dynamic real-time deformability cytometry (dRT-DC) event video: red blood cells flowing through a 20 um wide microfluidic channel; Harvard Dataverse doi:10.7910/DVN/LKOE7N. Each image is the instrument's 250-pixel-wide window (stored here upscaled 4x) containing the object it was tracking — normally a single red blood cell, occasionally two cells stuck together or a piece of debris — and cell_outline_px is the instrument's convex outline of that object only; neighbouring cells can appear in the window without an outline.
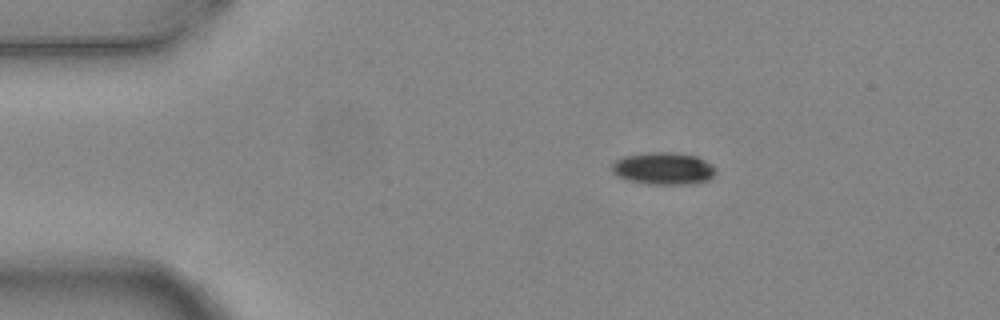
{"species": "common noctule bat (a hibernating species)", "species_latin": "Nyctalus noctula", "temperature_condition": "warm", "stored_images_in_passage": 2, "camera_frame_rate_fps": 3000, "um_per_image_px": 0.085, "animal": {"sex": "female", "body_mass_g": 24.6, "forearm_length_mm": 56.2}, "frame": {"image": 1, "passage_image": 1, "time_ms": 0.0, "image_size_px": [1000, 320], "cell_outline_px": [[716, 172], [708, 180], [692, 184], [648, 184], [628, 180], [616, 176], [612, 172], [612, 164], [616, 160], [624, 156], [652, 152], [676, 152], [696, 156], [712, 164], [716, 168]], "centroid_in_image_um": [56.4, 14.32], "position_along_channel_um": 28.6, "area_um2": 19.59}}
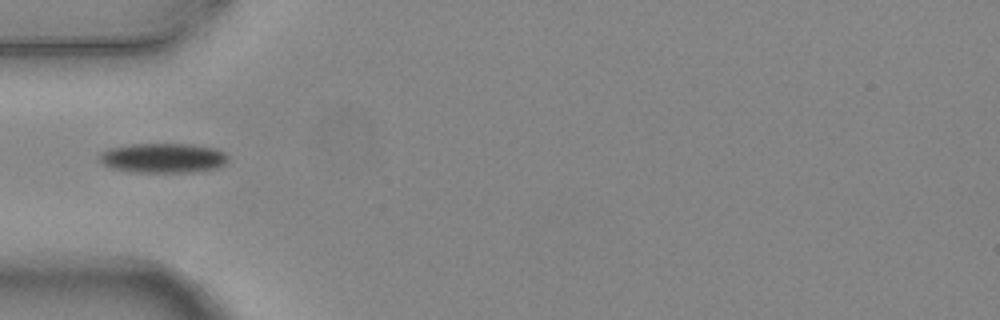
{"frame": {"image": 2, "passage_image": 2, "time_ms": 0.333, "image_size_px": [1000, 320], "cell_outline_px": [[228, 160], [224, 164], [216, 168], [192, 172], [128, 172], [112, 168], [104, 164], [100, 160], [100, 152], [108, 148], [132, 144], [192, 144], [216, 148], [224, 152], [228, 156]], "centroid_in_image_um": [13.87, 13.43], "position_along_channel_um": 71.1, "area_um2": 22.37}}